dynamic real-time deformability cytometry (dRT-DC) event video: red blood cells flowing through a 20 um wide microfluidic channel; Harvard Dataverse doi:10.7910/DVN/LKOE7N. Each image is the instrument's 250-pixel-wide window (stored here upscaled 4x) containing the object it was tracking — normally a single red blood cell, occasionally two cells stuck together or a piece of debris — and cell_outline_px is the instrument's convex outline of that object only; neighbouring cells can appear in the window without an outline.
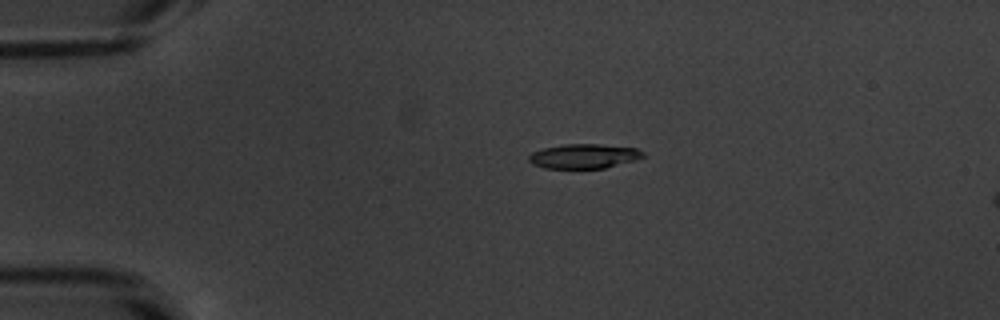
{"species": "common noctule bat (a hibernating species)", "species_latin": "Nyctalus noctula", "temperature_condition": "warm", "stored_images_in_passage": 14, "camera_frame_rate_fps": 3000, "um_per_image_px": 0.085, "animal": {"sex": "male", "body_mass_g": 20.1, "forearm_length_mm": 53.5}, "frame": {"image": 1, "passage_image": 8, "time_ms": 2.333, "image_size_px": [1000, 320], "cell_outline_px": [[644, 156], [632, 160], [604, 168], [544, 168], [532, 164], [528, 160], [528, 156], [532, 152], [544, 148], [564, 144], [600, 144], [636, 148], [644, 152]], "centroid_in_image_um": [49.58, 13.27], "position_along_channel_um": 35.4, "area_um2": 16.13}}